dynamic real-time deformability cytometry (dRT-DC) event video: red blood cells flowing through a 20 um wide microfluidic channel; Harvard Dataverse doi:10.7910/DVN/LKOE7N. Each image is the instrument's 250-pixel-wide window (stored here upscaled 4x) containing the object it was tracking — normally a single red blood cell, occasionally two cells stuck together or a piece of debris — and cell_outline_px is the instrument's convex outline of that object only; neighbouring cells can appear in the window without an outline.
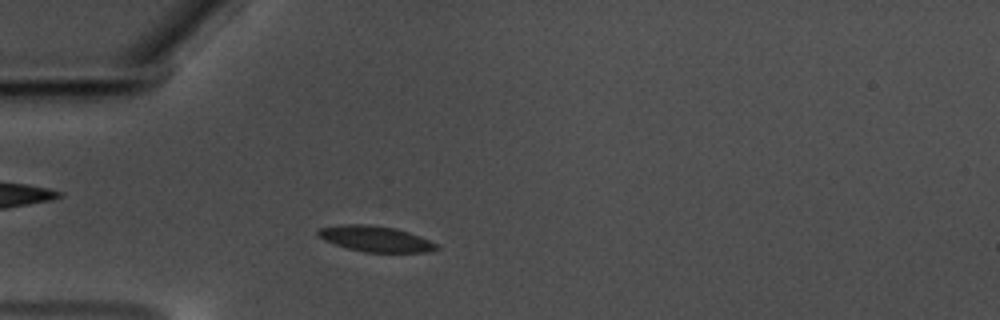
{"species": "common noctule bat (a hibernating species)", "species_latin": "Nyctalus noctula", "temperature_condition": "warm", "stored_images_in_passage": 49, "camera_frame_rate_fps": 3000, "um_per_image_px": 0.085, "animal": {"sex": "male", "body_mass_g": 17.5, "forearm_length_mm": 52.3}, "frame": {"image": 1, "passage_image": 8, "time_ms": 2.333, "image_size_px": [1000, 320], "cell_outline_px": [[440, 248], [432, 252], [364, 252], [348, 248], [324, 240], [316, 236], [316, 232], [320, 228], [344, 224], [368, 224], [396, 228], [420, 236], [440, 244]], "centroid_in_image_um": [31.96, 20.3], "position_along_channel_um": 53.0, "area_um2": 17.92}}
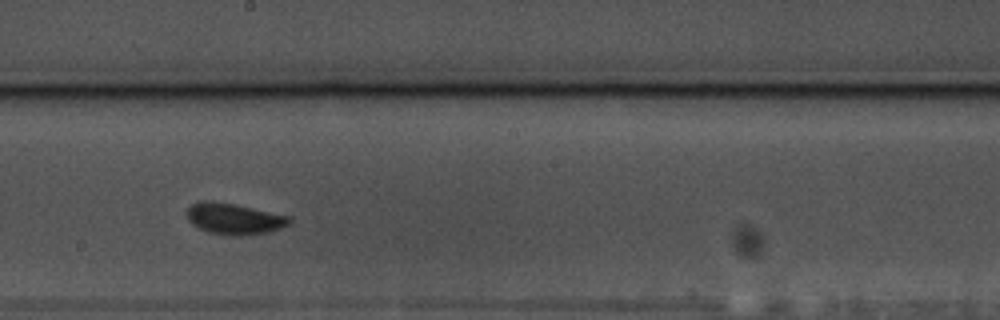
{"frame": {"image": 2, "passage_image": 24, "time_ms": 7.667, "image_size_px": [1000, 320], "cell_outline_px": [[292, 220], [288, 224], [280, 228], [268, 232], [248, 236], [224, 236], [208, 232], [192, 224], [188, 220], [188, 208], [192, 204], [200, 200], [212, 200], [292, 216]], "centroid_in_image_um": [19.91, 18.61], "position_along_channel_um": 228.3, "area_um2": 18.79}}
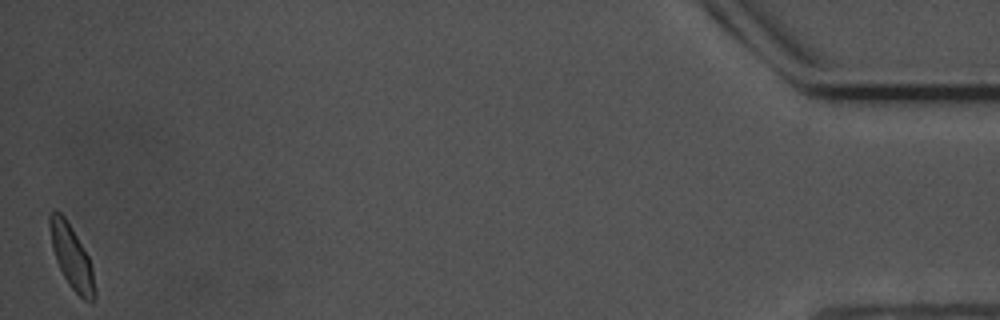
{"frame": {"image": 3, "passage_image": 49, "time_ms": 16.0, "image_size_px": [1000, 320], "cell_outline_px": [[96, 300], [92, 304], [84, 300], [68, 284], [56, 260], [52, 248], [48, 224], [48, 216], [52, 212], [60, 212], [64, 216], [88, 256], [92, 268], [96, 288]], "centroid_in_image_um": [6.1, 21.9], "position_along_channel_um": 429.1, "area_um2": 16.53}, "authors_computed_cell_mechanics": {"area_um2": 17.3978, "velocity_mm_per_s": 3.4994, "shape_relaxation_time_tau1_ms": 2.1757, "shape_relaxation_time_tau2_ms": 1.8577, "deformation_change_tau1": 0.0817, "deformation_change_tau2": 0.0627}}